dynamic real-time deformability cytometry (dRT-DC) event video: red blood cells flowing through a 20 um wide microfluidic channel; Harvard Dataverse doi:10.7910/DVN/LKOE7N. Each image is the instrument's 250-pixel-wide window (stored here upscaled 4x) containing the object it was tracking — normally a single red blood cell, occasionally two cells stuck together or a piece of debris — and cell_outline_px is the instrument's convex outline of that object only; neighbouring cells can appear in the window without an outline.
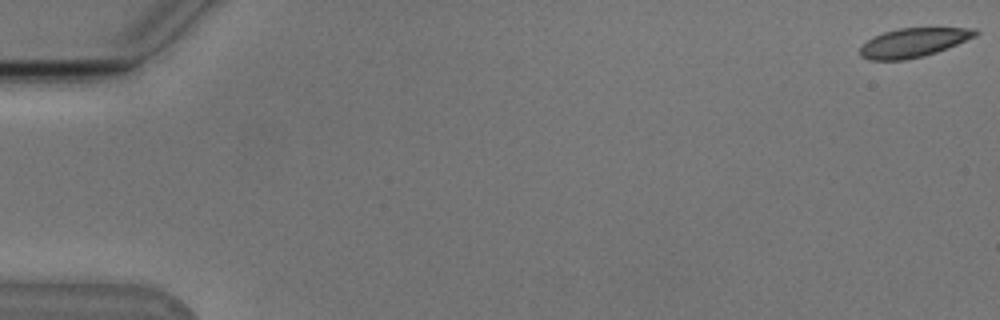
{"species": "Egyptian fruit bat (a non-hibernating species)", "species_latin": "Rousettus aegyptiacus", "temperature_condition": "cold", "stored_images_in_passage": 9, "camera_frame_rate_fps": 3000, "um_per_image_px": 0.085, "animal": {"sex": "male"}, "frame": {"image": 1, "passage_image": 1, "time_ms": 0.0, "image_size_px": [1000, 320], "cell_outline_px": [[980, 32], [976, 36], [948, 48], [924, 56], [904, 60], [872, 60], [860, 56], [860, 48], [872, 36], [884, 32], [900, 28], [976, 28]], "centroid_in_image_um": [77.66, 3.62], "position_along_channel_um": 7.3, "area_um2": 19.48}}